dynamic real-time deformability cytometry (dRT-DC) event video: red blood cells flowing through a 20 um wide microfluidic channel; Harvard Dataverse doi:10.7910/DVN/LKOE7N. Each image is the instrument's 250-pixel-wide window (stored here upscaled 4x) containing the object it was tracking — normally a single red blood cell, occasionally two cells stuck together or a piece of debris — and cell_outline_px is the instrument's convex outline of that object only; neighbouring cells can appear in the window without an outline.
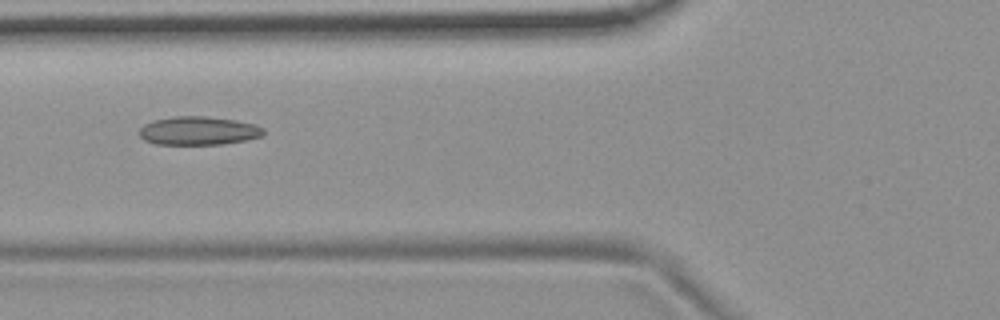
{"species": "common noctule bat (a hibernating species)", "species_latin": "Nyctalus noctula", "temperature_condition": "room temperature", "stored_images_in_passage": 14, "camera_frame_rate_fps": 3000, "um_per_image_px": 0.085, "animal": {"sex": "female", "body_mass_g": 19.9}, "frame": {"image": 1, "passage_image": 5, "time_ms": 5.667, "image_size_px": [1000, 320], "cell_outline_px": [[264, 132], [260, 136], [244, 140], [224, 144], [156, 144], [144, 140], [140, 136], [140, 128], [144, 124], [152, 120], [176, 116], [204, 116], [236, 120], [256, 124], [264, 128]], "centroid_in_image_um": [16.86, 11.11], "position_along_channel_um": 108.9, "area_um2": 20.58}}
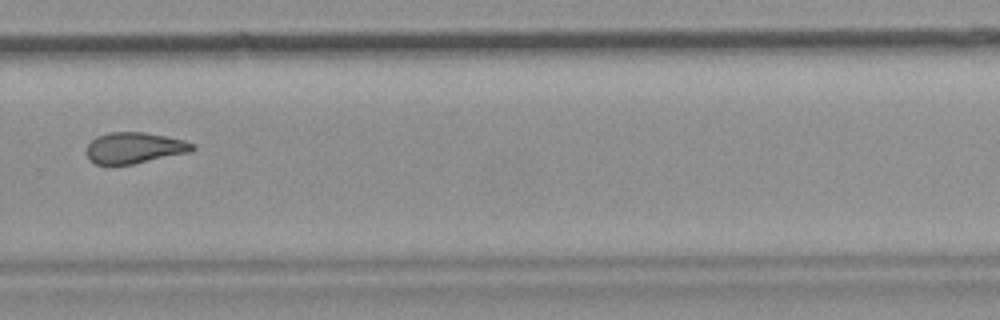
{"frame": {"image": 2, "passage_image": 10, "time_ms": 11.333, "image_size_px": [1000, 320], "cell_outline_px": [[196, 148], [192, 152], [132, 164], [96, 164], [88, 160], [84, 152], [88, 144], [96, 136], [108, 132], [144, 132], [184, 140], [196, 144]], "centroid_in_image_um": [11.41, 12.57], "position_along_channel_um": 318.4, "area_um2": 19.42}, "authors_computed_cell_mechanics": {"area_um2": 20.2878, "velocity_mm_per_s": 3.6895, "shape_relaxation_time_tau1_ms": 3.6325, "shape_relaxation_time_tau2_ms": 6.2161, "deformation_change_tau1": 0.1284, "deformation_change_tau2": 0.1358}}